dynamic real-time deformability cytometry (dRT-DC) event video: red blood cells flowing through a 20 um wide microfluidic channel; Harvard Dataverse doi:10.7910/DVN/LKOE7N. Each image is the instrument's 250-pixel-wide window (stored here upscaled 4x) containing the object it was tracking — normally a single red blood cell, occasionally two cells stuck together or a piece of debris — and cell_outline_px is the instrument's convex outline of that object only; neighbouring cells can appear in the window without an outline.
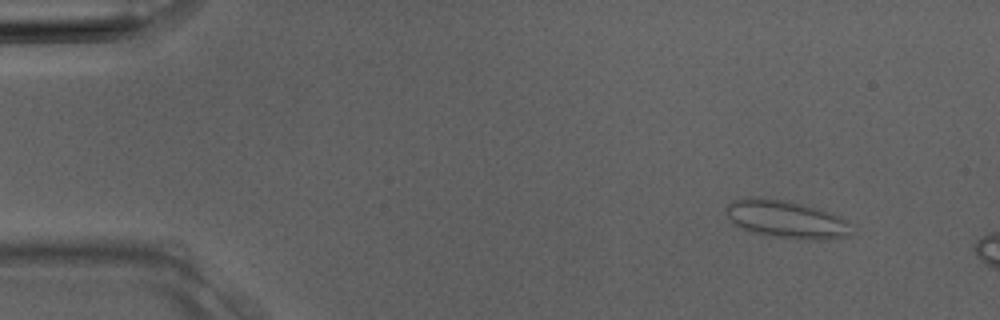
{"species": "Egyptian fruit bat (a non-hibernating species)", "species_latin": "Rousettus aegyptiacus", "temperature_condition": "room temperature", "stored_images_in_passage": 2, "camera_frame_rate_fps": 3000, "um_per_image_px": 0.085, "animal": {"sex": "male"}, "frame": {"image": 1, "passage_image": 1, "time_ms": 0.0, "image_size_px": [1000, 320], "cell_outline_px": [[852, 236], [828, 240], [808, 240], [764, 236], [748, 232], [732, 224], [724, 208], [732, 200], [784, 200], [832, 212], [840, 216], [848, 224]], "centroid_in_image_um": [66.85, 18.71], "position_along_channel_um": 18.1, "area_um2": 27.4}}